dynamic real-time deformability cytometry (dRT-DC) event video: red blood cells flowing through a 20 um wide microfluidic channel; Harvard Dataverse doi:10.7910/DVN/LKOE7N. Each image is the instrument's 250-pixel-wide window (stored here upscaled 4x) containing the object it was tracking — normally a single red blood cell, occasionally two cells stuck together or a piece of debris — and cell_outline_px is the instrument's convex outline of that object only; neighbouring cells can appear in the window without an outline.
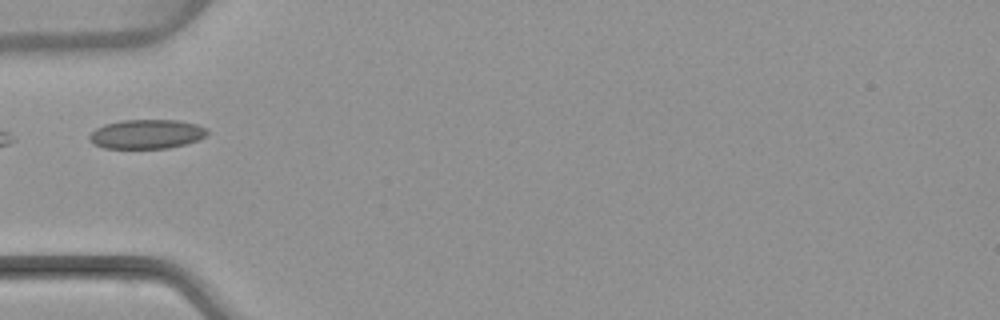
{"species": "common noctule bat (a hibernating species)", "species_latin": "Nyctalus noctula", "temperature_condition": "warm", "stored_images_in_passage": 2, "camera_frame_rate_fps": 3000, "um_per_image_px": 0.085, "animal": {"sex": "female", "body_mass_g": 22.7, "forearm_length_mm": 54.2}, "frame": {"image": 1, "passage_image": 2, "time_ms": 5.333, "image_size_px": [1000, 320], "cell_outline_px": [[208, 132], [204, 136], [196, 140], [184, 144], [168, 148], [104, 148], [92, 144], [88, 140], [88, 136], [96, 128], [104, 124], [120, 120], [176, 120], [196, 124], [208, 128]], "centroid_in_image_um": [12.41, 11.39], "position_along_channel_um": 72.6, "area_um2": 20.11}}